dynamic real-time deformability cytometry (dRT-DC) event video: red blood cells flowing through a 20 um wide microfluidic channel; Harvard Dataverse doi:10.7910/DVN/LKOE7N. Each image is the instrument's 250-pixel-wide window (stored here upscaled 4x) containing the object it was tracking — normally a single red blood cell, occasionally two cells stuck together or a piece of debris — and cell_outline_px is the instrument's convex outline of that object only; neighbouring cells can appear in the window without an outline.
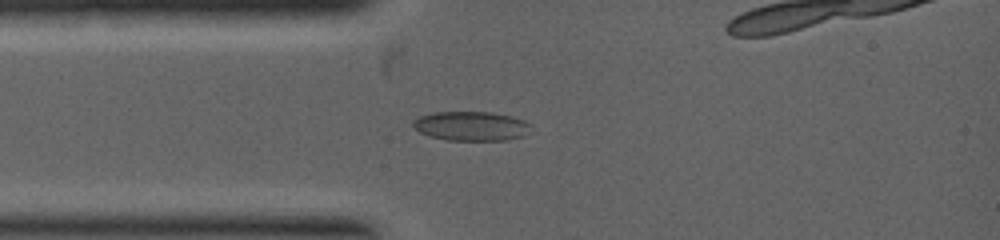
{"species": "common noctule bat (a hibernating species)", "species_latin": "Nyctalus noctula", "temperature_condition": "warm", "stored_images_in_passage": 3, "camera_frame_rate_fps": 5000, "um_per_image_px": 0.085, "animal": {"sex": "female", "body_mass_g": 19.0, "forearm_length_mm": 53.3}, "frame": {"image": 1, "passage_image": 2, "time_ms": 1.2, "image_size_px": [1000, 240], "cell_outline_px": [[528, 124], [524, 136], [508, 140], [448, 140], [428, 136], [420, 132], [412, 124], [412, 120], [420, 116], [432, 112], [492, 112], [512, 116], [524, 120]], "centroid_in_image_um": [40.0, 10.71], "position_along_channel_um": 45.0, "area_um2": 20.0}}